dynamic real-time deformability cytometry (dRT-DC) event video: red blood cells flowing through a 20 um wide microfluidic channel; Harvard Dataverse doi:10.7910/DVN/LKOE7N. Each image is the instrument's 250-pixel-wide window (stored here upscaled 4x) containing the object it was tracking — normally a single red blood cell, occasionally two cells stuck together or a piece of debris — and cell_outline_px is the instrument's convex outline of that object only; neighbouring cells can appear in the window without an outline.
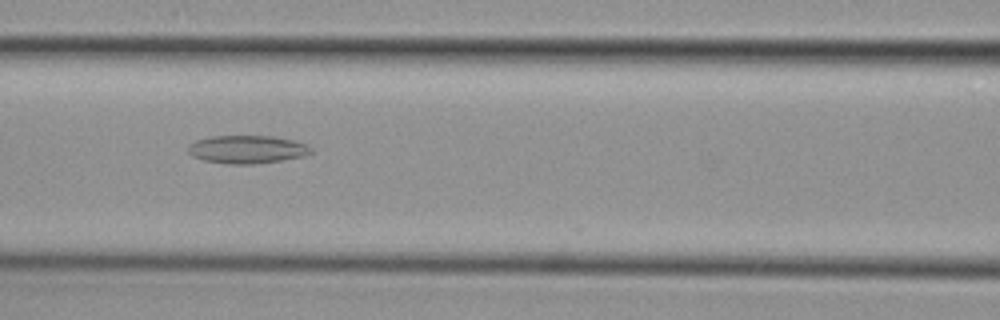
{"species": "common noctule bat (a hibernating species)", "species_latin": "Nyctalus noctula", "temperature_condition": "cold", "stored_images_in_passage": 39, "camera_frame_rate_fps": 3000, "um_per_image_px": 0.085, "animal": {"sex": "female", "body_mass_g": 29.2, "forearm_length_mm": 56.3}, "frame": {"image": 1, "passage_image": 12, "time_ms": 3.667, "image_size_px": [1000, 320], "cell_outline_px": [[312, 152], [304, 156], [256, 164], [228, 164], [204, 160], [192, 156], [188, 152], [188, 144], [196, 140], [212, 136], [272, 136], [292, 140], [308, 144], [312, 148]], "centroid_in_image_um": [21.0, 12.69], "position_along_channel_um": 145.6, "area_um2": 20.11}}
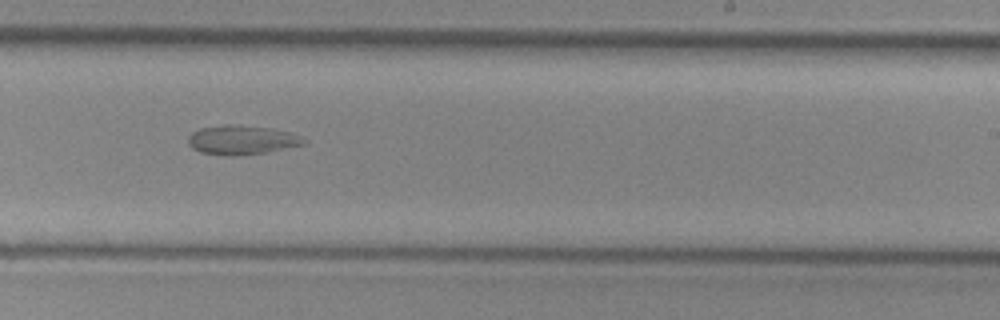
{"frame": {"image": 2, "passage_image": 22, "time_ms": 7.0, "image_size_px": [1000, 320], "cell_outline_px": [[308, 140], [304, 144], [268, 152], [228, 156], [200, 152], [192, 148], [188, 144], [188, 136], [192, 132], [200, 128], [228, 124], [240, 124], [272, 128], [292, 132]], "centroid_in_image_um": [20.56, 11.88], "position_along_channel_um": 268.4, "area_um2": 19.88}}
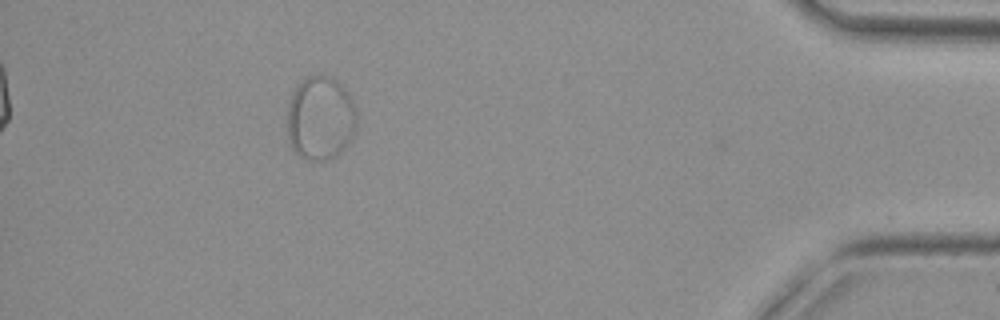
{"frame": {"image": 3, "passage_image": 38, "time_ms": 12.333, "image_size_px": [1000, 320], "cell_outline_px": [[356, 128], [348, 144], [336, 156], [328, 160], [312, 164], [304, 160], [292, 148], [288, 140], [288, 104], [292, 92], [308, 76], [320, 72], [324, 72], [336, 76], [348, 92], [356, 108]], "centroid_in_image_um": [27.25, 10.04], "position_along_channel_um": 408.0, "area_um2": 35.08}}